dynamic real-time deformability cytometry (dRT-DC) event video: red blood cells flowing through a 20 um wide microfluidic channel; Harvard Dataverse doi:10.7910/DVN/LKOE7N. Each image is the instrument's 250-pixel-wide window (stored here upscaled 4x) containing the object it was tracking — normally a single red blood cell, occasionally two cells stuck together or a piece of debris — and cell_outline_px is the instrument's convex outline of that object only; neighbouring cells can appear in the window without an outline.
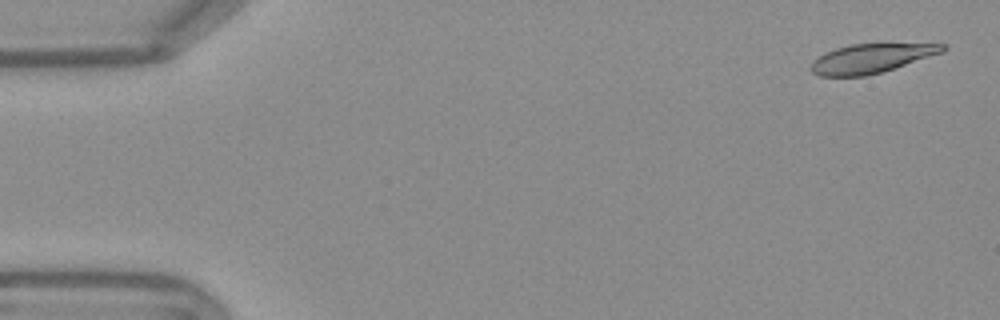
{"species": "Egyptian fruit bat (a non-hibernating species)", "species_latin": "Rousettus aegyptiacus", "temperature_condition": "warm", "stored_images_in_passage": 53, "camera_frame_rate_fps": 3000, "um_per_image_px": 0.085, "frame": {"image": 1, "passage_image": 2, "time_ms": 0.333, "image_size_px": [1000, 320], "cell_outline_px": [[948, 48], [944, 52], [868, 76], [820, 76], [812, 72], [808, 68], [812, 60], [836, 48], [852, 44], [948, 44]], "centroid_in_image_um": [74.04, 4.97], "position_along_channel_um": 11.0, "area_um2": 22.2}}
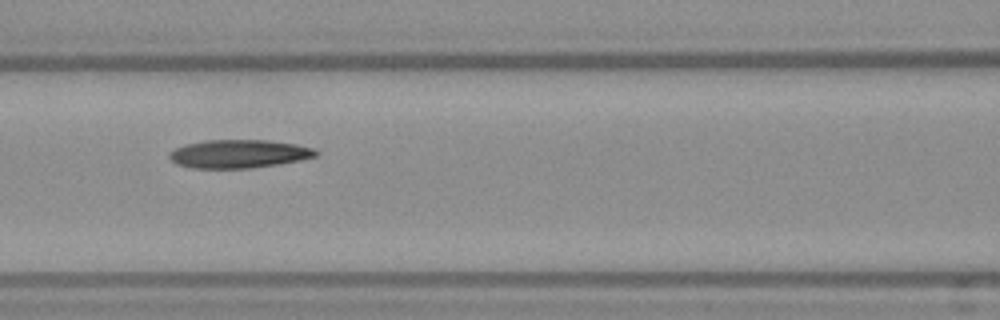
{"frame": {"image": 2, "passage_image": 23, "time_ms": 7.333, "image_size_px": [1000, 320], "cell_outline_px": [[320, 152], [316, 156], [300, 160], [276, 164], [248, 168], [192, 168], [176, 164], [168, 156], [168, 152], [184, 144], [208, 140], [268, 140], [296, 144], [312, 148]], "centroid_in_image_um": [20.27, 13.07], "position_along_channel_um": 146.3, "area_um2": 24.1}}
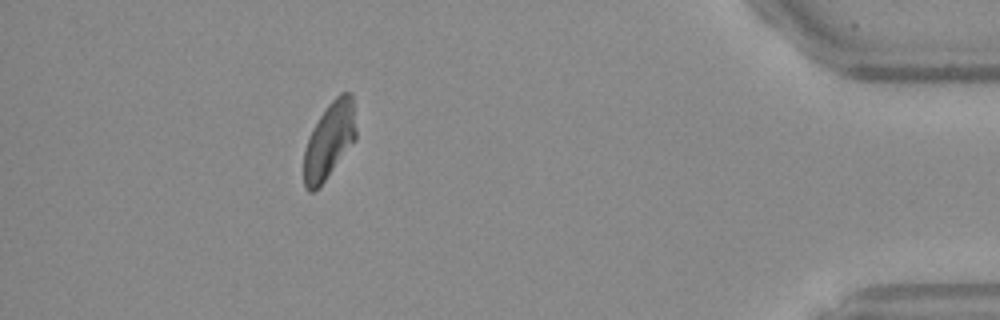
{"frame": {"image": 3, "passage_image": 48, "time_ms": 15.667, "image_size_px": [1000, 320], "cell_outline_px": [[356, 140], [324, 180], [312, 192], [308, 192], [304, 188], [304, 148], [312, 128], [328, 104], [340, 92], [352, 92], [356, 128]], "centroid_in_image_um": [27.99, 11.9], "position_along_channel_um": 407.2, "area_um2": 23.12}, "authors_computed_cell_mechanics": {"area_um2": 23.8136, "velocity_mm_per_s": 3.7756, "shape_relaxation_time_tau1_ms": 4.4635, "shape_relaxation_time_tau2_ms": 7.5371, "deformation_change_tau1": 0.1754, "deformation_change_tau2": 0.161}}